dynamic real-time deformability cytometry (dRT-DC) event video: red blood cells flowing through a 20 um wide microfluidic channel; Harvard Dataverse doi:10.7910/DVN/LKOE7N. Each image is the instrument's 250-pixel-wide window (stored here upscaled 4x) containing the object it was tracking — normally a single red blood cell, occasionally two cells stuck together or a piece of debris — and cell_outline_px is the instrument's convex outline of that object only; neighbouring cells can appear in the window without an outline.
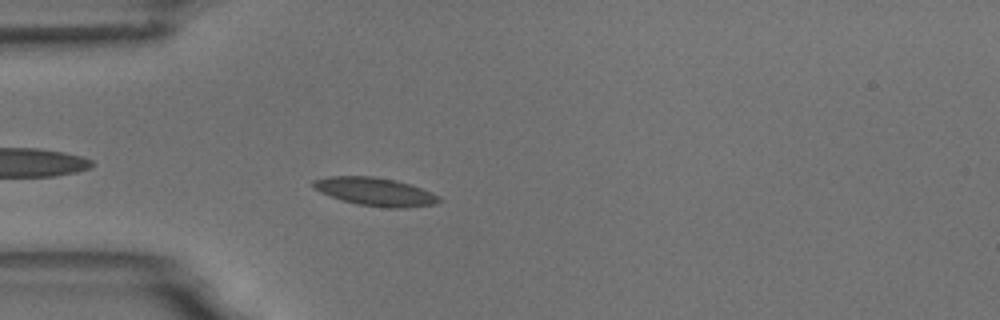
{"species": "common noctule bat (a hibernating species)", "species_latin": "Nyctalus noctula", "temperature_condition": "room temperature", "stored_images_in_passage": 5, "camera_frame_rate_fps": 3000, "um_per_image_px": 0.085, "animal": {"sex": "male", "body_mass_g": 18.8}, "frame": {"image": 1, "passage_image": 5, "time_ms": 5.667, "image_size_px": [1000, 320], "cell_outline_px": [[444, 200], [436, 204], [408, 208], [388, 208], [356, 204], [320, 192], [312, 188], [312, 180], [328, 176], [372, 176], [396, 180], [432, 192], [440, 196]], "centroid_in_image_um": [31.92, 16.3], "position_along_channel_um": 53.1, "area_um2": 20.81}}